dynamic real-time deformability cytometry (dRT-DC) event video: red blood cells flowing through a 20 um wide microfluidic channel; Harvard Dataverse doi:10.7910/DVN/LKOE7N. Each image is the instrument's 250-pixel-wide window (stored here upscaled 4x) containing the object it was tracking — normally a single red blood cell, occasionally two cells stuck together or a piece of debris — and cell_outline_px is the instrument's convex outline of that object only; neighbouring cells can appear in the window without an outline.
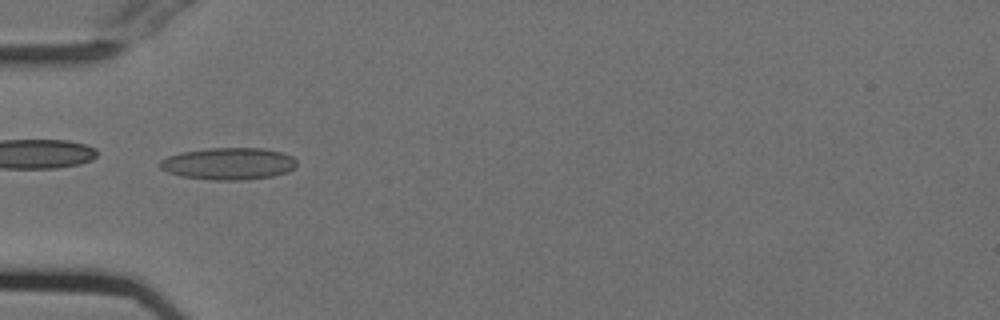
{"species": "Egyptian fruit bat (a non-hibernating species)", "species_latin": "Rousettus aegyptiacus", "temperature_condition": "cold", "stored_images_in_passage": 53, "camera_frame_rate_fps": 3000, "um_per_image_px": 0.085, "animal": {"sex": "female"}, "frame": {"image": 1, "passage_image": 17, "time_ms": 5.333, "image_size_px": [1000, 320], "cell_outline_px": [[296, 164], [288, 172], [272, 176], [244, 180], [212, 180], [180, 176], [168, 172], [160, 168], [160, 160], [168, 156], [180, 152], [208, 148], [260, 148], [280, 152], [292, 156], [296, 160]], "centroid_in_image_um": [19.4, 13.91], "position_along_channel_um": 65.6, "area_um2": 25.49}}
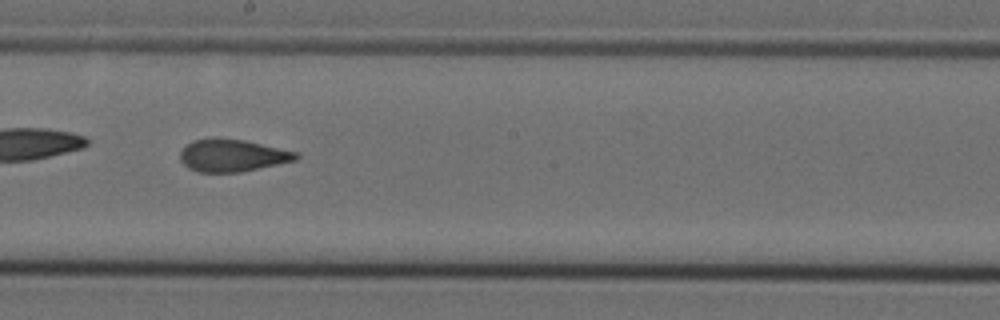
{"frame": {"image": 2, "passage_image": 30, "time_ms": 9.667, "image_size_px": [1000, 320], "cell_outline_px": [[300, 156], [296, 160], [240, 172], [196, 172], [188, 168], [180, 160], [180, 152], [192, 140], [216, 136], [244, 140], [296, 152]], "centroid_in_image_um": [19.7, 13.2], "position_along_channel_um": 228.5, "area_um2": 21.91}}
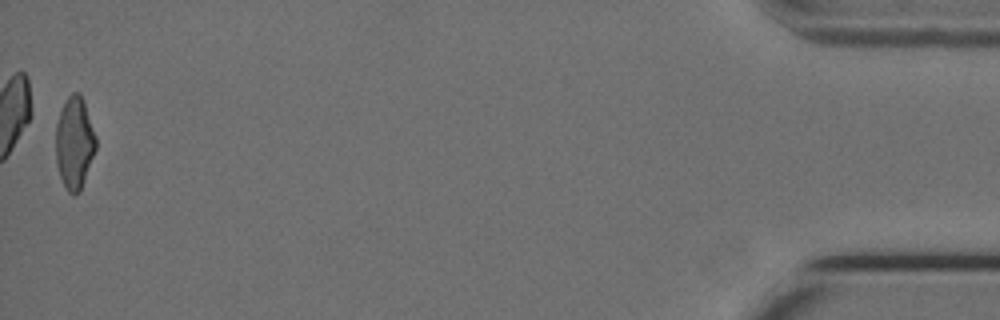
{"frame": {"image": 3, "passage_image": 53, "time_ms": 17.333, "image_size_px": [1000, 320], "cell_outline_px": [[96, 148], [80, 192], [72, 196], [68, 192], [60, 176], [56, 164], [56, 124], [60, 112], [68, 96], [72, 92], [80, 92], [96, 136]], "centroid_in_image_um": [6.32, 12.17], "position_along_channel_um": 428.9, "area_um2": 21.39}, "authors_computed_cell_mechanics": {"area_um2": 22.542, "velocity_mm_per_s": 3.7721, "shape_relaxation_time_tau1_ms": 7.7262, "shape_relaxation_time_tau2_ms": 1.4172, "deformation_change_tau1": 0.1908, "deformation_change_tau2": 0.0873}}